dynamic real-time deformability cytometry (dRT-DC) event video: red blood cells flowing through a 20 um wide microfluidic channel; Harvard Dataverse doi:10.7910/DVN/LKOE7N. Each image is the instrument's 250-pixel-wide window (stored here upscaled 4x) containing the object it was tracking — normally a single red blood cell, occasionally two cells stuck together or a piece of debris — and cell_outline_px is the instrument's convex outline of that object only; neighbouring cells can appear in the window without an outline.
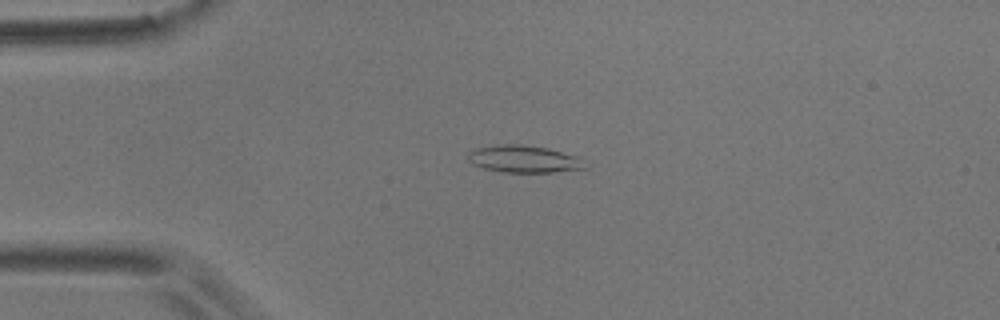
{"species": "common noctule bat (a hibernating species)", "species_latin": "Nyctalus noctula", "temperature_condition": "room temperature", "stored_images_in_passage": 5, "camera_frame_rate_fps": 3000, "um_per_image_px": 0.085, "animal": {"sex": "male", "body_mass_g": 17.9}, "frame": {"image": 1, "passage_image": 3, "time_ms": 2.333, "image_size_px": [1000, 320], "cell_outline_px": [[588, 168], [552, 172], [504, 172], [484, 168], [472, 164], [468, 160], [468, 152], [476, 148], [504, 144], [520, 144], [548, 148], [576, 156]], "centroid_in_image_um": [44.5, 13.52], "position_along_channel_um": 40.5, "area_um2": 18.32}}
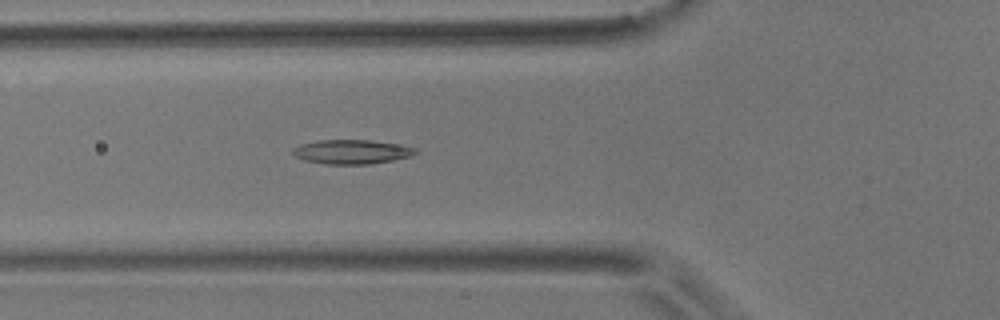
{"frame": {"image": 2, "passage_image": 5, "time_ms": 4.667, "image_size_px": [1000, 320], "cell_outline_px": [[420, 152], [412, 156], [392, 160], [368, 164], [324, 164], [304, 160], [296, 156], [292, 152], [292, 148], [300, 144], [316, 140], [368, 140], [396, 144], [416, 148]], "centroid_in_image_um": [29.88, 12.9], "position_along_channel_um": 95.9, "area_um2": 17.34}}